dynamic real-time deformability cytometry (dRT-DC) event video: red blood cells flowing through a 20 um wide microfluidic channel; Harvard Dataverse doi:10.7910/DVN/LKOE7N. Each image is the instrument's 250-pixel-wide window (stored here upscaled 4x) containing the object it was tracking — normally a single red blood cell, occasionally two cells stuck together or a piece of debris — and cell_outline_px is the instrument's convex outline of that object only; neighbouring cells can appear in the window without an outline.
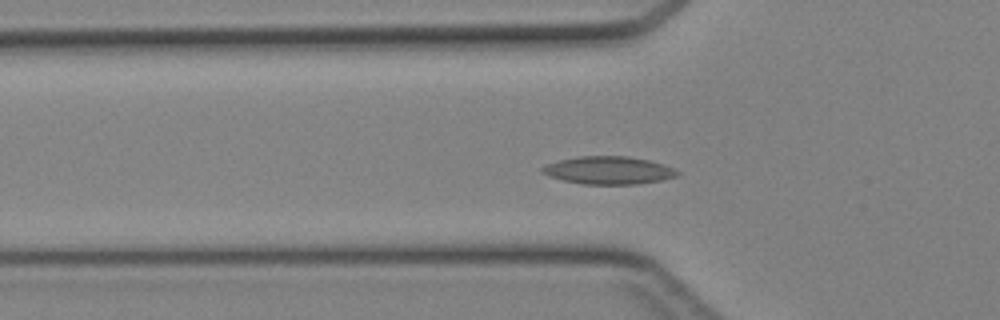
{"species": "Egyptian fruit bat (a non-hibernating species)", "species_latin": "Rousettus aegyptiacus", "temperature_condition": "cold", "stored_images_in_passage": 45, "camera_frame_rate_fps": 3000, "um_per_image_px": 0.085, "animal": {"sex": "female"}, "frame": {"image": 1, "passage_image": 14, "time_ms": 4.333, "image_size_px": [1000, 320], "cell_outline_px": [[680, 176], [660, 180], [636, 184], [580, 184], [548, 176], [540, 172], [540, 168], [548, 164], [560, 160], [580, 156], [628, 156], [648, 160], [664, 164], [680, 172]], "centroid_in_image_um": [51.73, 14.48], "position_along_channel_um": 74.1, "area_um2": 21.85}}
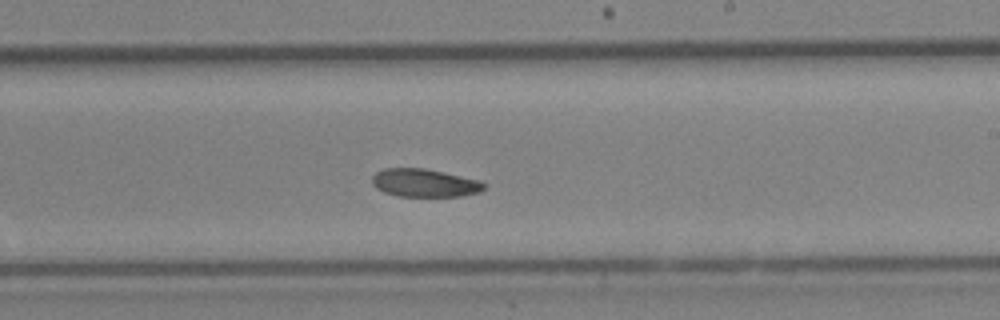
{"frame": {"image": 2, "passage_image": 26, "time_ms": 8.333, "image_size_px": [1000, 320], "cell_outline_px": [[488, 184], [480, 192], [460, 196], [396, 196], [384, 192], [376, 188], [372, 184], [372, 176], [376, 172], [384, 168], [424, 168], [480, 180]], "centroid_in_image_um": [36.08, 15.55], "position_along_channel_um": 252.9, "area_um2": 18.38}}
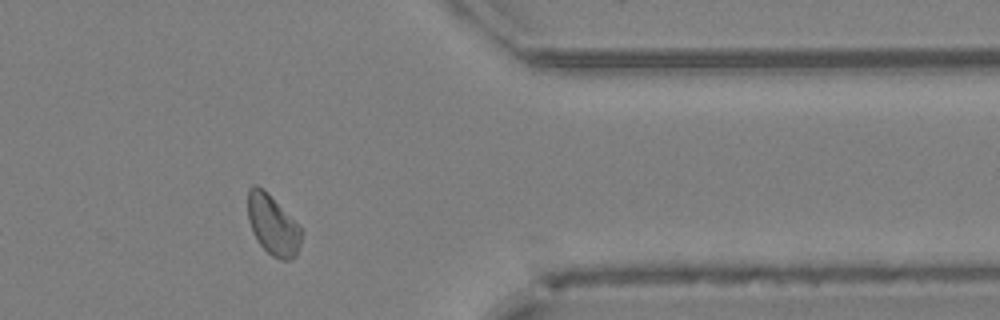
{"frame": {"image": 3, "passage_image": 36, "time_ms": 11.667, "image_size_px": [1000, 320], "cell_outline_px": [[304, 232], [296, 256], [288, 260], [280, 260], [272, 256], [260, 244], [252, 232], [248, 220], [248, 188], [252, 184], [256, 184]], "centroid_in_image_um": [23.17, 19.19], "position_along_channel_um": 388.2, "area_um2": 18.09}}